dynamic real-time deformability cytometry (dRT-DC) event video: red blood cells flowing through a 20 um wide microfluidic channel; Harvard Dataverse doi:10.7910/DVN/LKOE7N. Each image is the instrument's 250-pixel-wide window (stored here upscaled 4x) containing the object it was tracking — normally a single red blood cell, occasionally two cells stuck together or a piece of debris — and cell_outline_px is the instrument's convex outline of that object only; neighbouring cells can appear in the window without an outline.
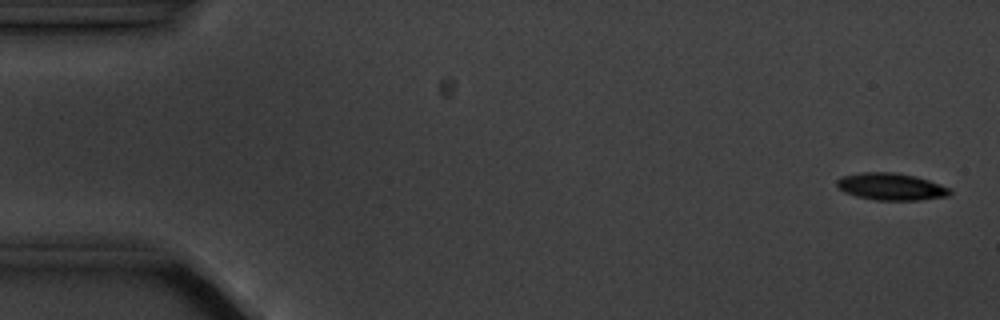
{"species": "common noctule bat (a hibernating species)", "species_latin": "Nyctalus noctula", "temperature_condition": "cold", "stored_images_in_passage": 4, "camera_frame_rate_fps": 3000, "um_per_image_px": 0.085, "animal": {"sex": "male", "body_mass_g": 20.1, "forearm_length_mm": 53.5}, "frame": {"image": 1, "passage_image": 1, "time_ms": 0.0, "image_size_px": [1000, 320], "cell_outline_px": [[952, 192], [948, 196], [920, 200], [876, 200], [856, 196], [844, 192], [836, 188], [836, 180], [840, 176], [860, 172], [892, 172], [916, 176], [952, 188]], "centroid_in_image_um": [75.71, 15.86], "position_along_channel_um": 9.3, "area_um2": 18.09}}